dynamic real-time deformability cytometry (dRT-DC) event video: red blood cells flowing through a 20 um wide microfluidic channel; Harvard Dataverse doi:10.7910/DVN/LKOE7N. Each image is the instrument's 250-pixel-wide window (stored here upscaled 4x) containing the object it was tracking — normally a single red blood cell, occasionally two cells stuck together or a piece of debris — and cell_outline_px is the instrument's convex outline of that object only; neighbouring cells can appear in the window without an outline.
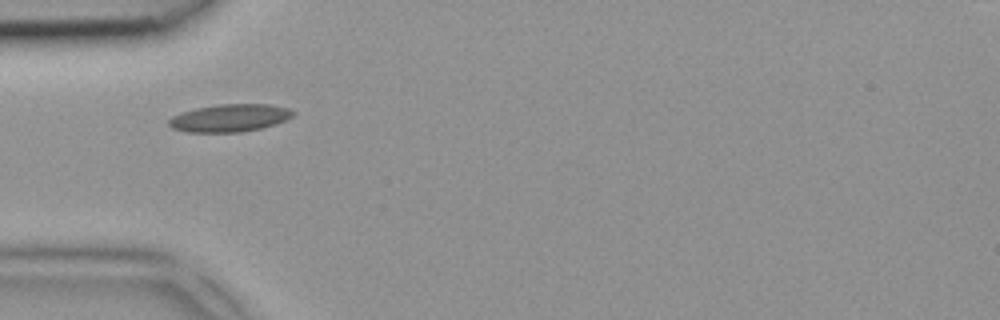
{"species": "common noctule bat (a hibernating species)", "species_latin": "Nyctalus noctula", "temperature_condition": "room temperature", "stored_images_in_passage": 6, "camera_frame_rate_fps": 3000, "um_per_image_px": 0.085, "animal": {"sex": "female", "body_mass_g": 18.4}, "frame": {"image": 1, "passage_image": 5, "time_ms": 1.333, "image_size_px": [1000, 320], "cell_outline_px": [[296, 112], [292, 116], [276, 124], [260, 128], [240, 132], [188, 132], [172, 128], [168, 124], [168, 120], [172, 116], [180, 112], [196, 108], [220, 104], [268, 104], [288, 108]], "centroid_in_image_um": [19.5, 10.02], "position_along_channel_um": 65.5, "area_um2": 19.94}}